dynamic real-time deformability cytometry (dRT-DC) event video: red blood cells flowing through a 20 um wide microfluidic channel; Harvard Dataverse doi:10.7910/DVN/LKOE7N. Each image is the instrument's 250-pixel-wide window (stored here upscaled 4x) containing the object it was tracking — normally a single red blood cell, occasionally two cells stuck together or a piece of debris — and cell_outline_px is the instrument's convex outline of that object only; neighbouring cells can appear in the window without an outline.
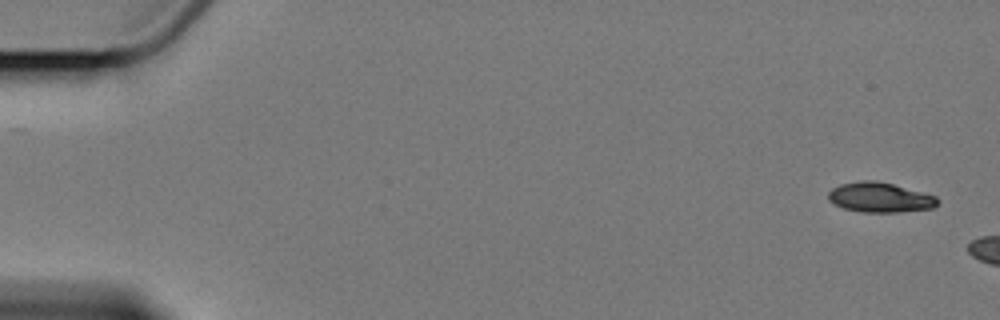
{"species": "Egyptian fruit bat (a non-hibernating species)", "species_latin": "Rousettus aegyptiacus", "temperature_condition": "cold", "stored_images_in_passage": 3, "camera_frame_rate_fps": 3000, "um_per_image_px": 0.085, "animal": {"sex": "female"}, "frame": {"image": 1, "passage_image": 1, "time_ms": 0.0, "image_size_px": [1000, 320], "cell_outline_px": [[940, 200], [932, 208], [900, 212], [864, 212], [844, 208], [828, 200], [828, 192], [832, 188], [840, 184], [860, 180], [876, 180], [892, 184], [936, 196]], "centroid_in_image_um": [74.77, 16.77], "position_along_channel_um": 10.2, "area_um2": 18.9}}